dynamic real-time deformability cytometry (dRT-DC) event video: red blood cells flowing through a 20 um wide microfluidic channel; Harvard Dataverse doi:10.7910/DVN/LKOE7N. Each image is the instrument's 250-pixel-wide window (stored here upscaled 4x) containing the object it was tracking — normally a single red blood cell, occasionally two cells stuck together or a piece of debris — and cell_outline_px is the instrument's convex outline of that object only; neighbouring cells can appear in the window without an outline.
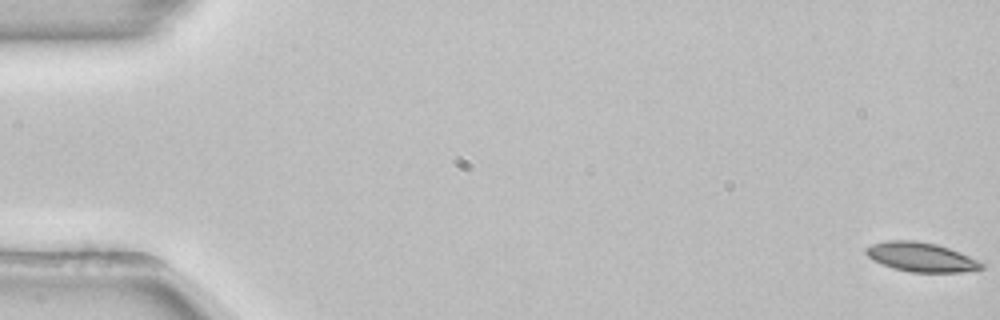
{"species": "common noctule bat (a hibernating species)", "species_latin": "Nyctalus noctula", "temperature_condition": "room temperature", "stored_images_in_passage": 54, "camera_frame_rate_fps": 3000, "um_per_image_px": 0.085, "animal": {"sex": "female", "body_mass_g": 22.7, "forearm_length_mm": 54.2}, "frame": {"image": 1, "passage_image": 1, "time_ms": 0.0, "image_size_px": [1000, 320], "cell_outline_px": [[984, 268], [960, 272], [912, 272], [892, 268], [872, 260], [864, 252], [864, 248], [872, 244], [884, 240], [916, 240], [936, 244], [948, 248], [968, 256], [984, 264]], "centroid_in_image_um": [78.22, 21.84], "position_along_channel_um": 6.8, "area_um2": 19.65}}
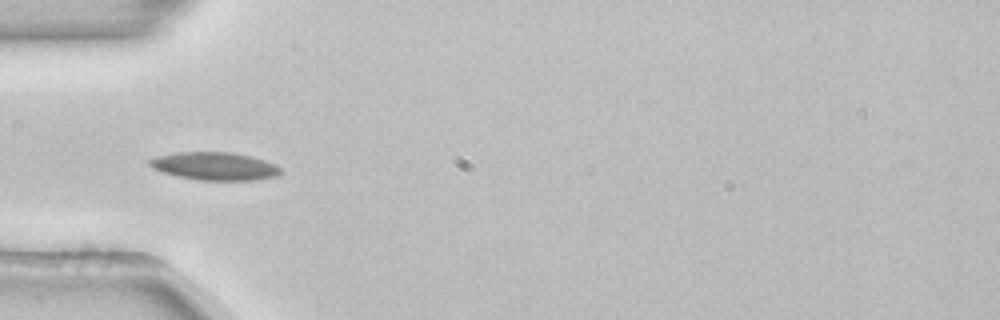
{"frame": {"image": 2, "passage_image": 18, "time_ms": 5.667, "image_size_px": [1000, 320], "cell_outline_px": [[280, 172], [276, 176], [256, 180], [200, 180], [160, 172], [152, 168], [148, 164], [148, 160], [156, 156], [176, 152], [232, 152], [264, 160], [276, 164], [280, 168]], "centroid_in_image_um": [18.21, 14.12], "position_along_channel_um": 66.8, "area_um2": 21.27}}
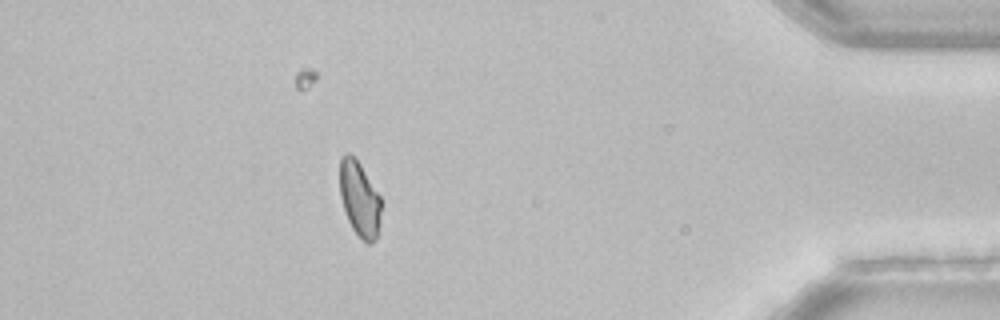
{"frame": {"image": 3, "passage_image": 48, "time_ms": 15.667, "image_size_px": [1000, 320], "cell_outline_px": [[380, 228], [376, 240], [372, 244], [368, 244], [352, 228], [348, 220], [340, 196], [340, 156], [344, 152], [348, 152], [360, 164], [380, 196]], "centroid_in_image_um": [30.56, 16.92], "position_along_channel_um": 404.6, "area_um2": 18.03}}